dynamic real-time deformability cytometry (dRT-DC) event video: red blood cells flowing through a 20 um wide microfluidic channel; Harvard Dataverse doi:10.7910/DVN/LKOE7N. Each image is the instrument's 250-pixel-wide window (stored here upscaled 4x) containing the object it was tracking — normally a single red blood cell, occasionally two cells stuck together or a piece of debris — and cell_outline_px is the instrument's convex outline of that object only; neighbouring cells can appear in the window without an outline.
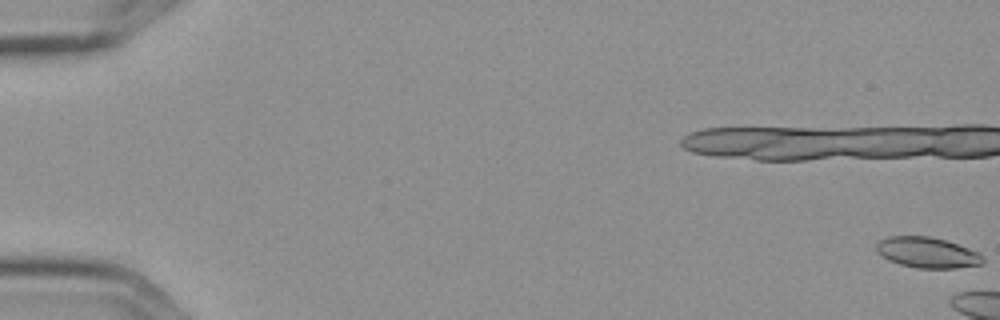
{"species": "Egyptian fruit bat (a non-hibernating species)", "species_latin": "Rousettus aegyptiacus", "temperature_condition": "cold", "stored_images_in_passage": 3, "camera_frame_rate_fps": 3000, "um_per_image_px": 0.085, "frame": {"image": 1, "passage_image": 1, "time_ms": 0.0, "image_size_px": [1000, 320], "cell_outline_px": [[984, 264], [956, 268], [916, 268], [900, 264], [888, 260], [880, 256], [876, 252], [876, 244], [880, 240], [888, 236], [928, 236], [944, 240], [980, 252], [984, 256]], "centroid_in_image_um": [78.82, 21.47], "position_along_channel_um": 6.2, "area_um2": 19.19}}